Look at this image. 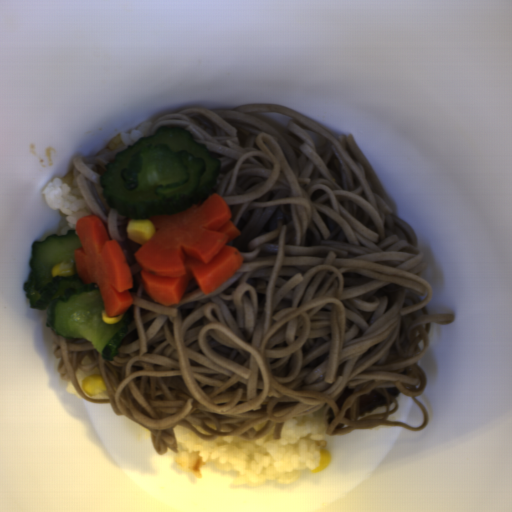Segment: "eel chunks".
Wrapping results in <instances>:
<instances>
[{
  "instance_id": "eel-chunks-1",
  "label": "eel chunks",
  "mask_w": 512,
  "mask_h": 512,
  "mask_svg": "<svg viewBox=\"0 0 512 512\" xmlns=\"http://www.w3.org/2000/svg\"><path fill=\"white\" fill-rule=\"evenodd\" d=\"M387 405V399L377 390H373L369 395L359 396L357 399L358 420L366 413H371L377 408Z\"/></svg>"
},
{
  "instance_id": "eel-chunks-2",
  "label": "eel chunks",
  "mask_w": 512,
  "mask_h": 512,
  "mask_svg": "<svg viewBox=\"0 0 512 512\" xmlns=\"http://www.w3.org/2000/svg\"><path fill=\"white\" fill-rule=\"evenodd\" d=\"M353 392V388H344L341 390L337 400H336V405L338 407V409H342L348 399V397L351 395V393Z\"/></svg>"
},
{
  "instance_id": "eel-chunks-3",
  "label": "eel chunks",
  "mask_w": 512,
  "mask_h": 512,
  "mask_svg": "<svg viewBox=\"0 0 512 512\" xmlns=\"http://www.w3.org/2000/svg\"><path fill=\"white\" fill-rule=\"evenodd\" d=\"M327 417H328V423H330V424L335 420V413H334L333 408L329 407V409L327 411Z\"/></svg>"
},
{
  "instance_id": "eel-chunks-4",
  "label": "eel chunks",
  "mask_w": 512,
  "mask_h": 512,
  "mask_svg": "<svg viewBox=\"0 0 512 512\" xmlns=\"http://www.w3.org/2000/svg\"><path fill=\"white\" fill-rule=\"evenodd\" d=\"M386 389H387L388 393L391 394L392 396H394L395 398L400 393L399 390H397L395 388H386Z\"/></svg>"
},
{
  "instance_id": "eel-chunks-5",
  "label": "eel chunks",
  "mask_w": 512,
  "mask_h": 512,
  "mask_svg": "<svg viewBox=\"0 0 512 512\" xmlns=\"http://www.w3.org/2000/svg\"><path fill=\"white\" fill-rule=\"evenodd\" d=\"M342 418H345V419H348V418H351V415H350V408L349 409H346L344 415Z\"/></svg>"
}]
</instances>
